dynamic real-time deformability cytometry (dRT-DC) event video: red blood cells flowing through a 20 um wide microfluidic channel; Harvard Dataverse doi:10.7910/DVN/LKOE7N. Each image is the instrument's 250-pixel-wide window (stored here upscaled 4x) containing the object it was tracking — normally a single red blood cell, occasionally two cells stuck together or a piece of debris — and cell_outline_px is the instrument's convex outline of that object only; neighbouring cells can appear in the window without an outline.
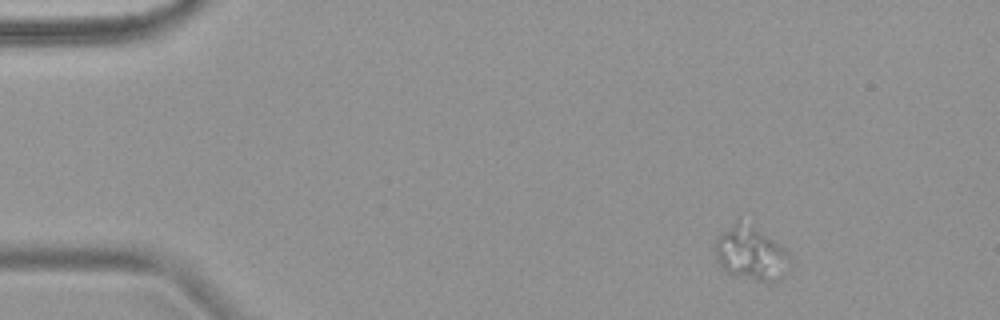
{"species": "common noctule bat (a hibernating species)", "species_latin": "Nyctalus noctula", "temperature_condition": "warm", "stored_images_in_passage": 4, "camera_frame_rate_fps": 3000, "um_per_image_px": 0.085, "animal": {"sex": "female", "body_mass_g": 18.4}, "frame": {"image": 1, "passage_image": 2, "time_ms": 1.333, "image_size_px": [1000, 320], "cell_outline_px": [[788, 256], [780, 276], [772, 284], [764, 284], [728, 272], [716, 260], [712, 248], [716, 240], [736, 220], [752, 224], [784, 248], [788, 252]], "centroid_in_image_um": [63.76, 21.54], "position_along_channel_um": 21.2, "area_um2": 22.95}}
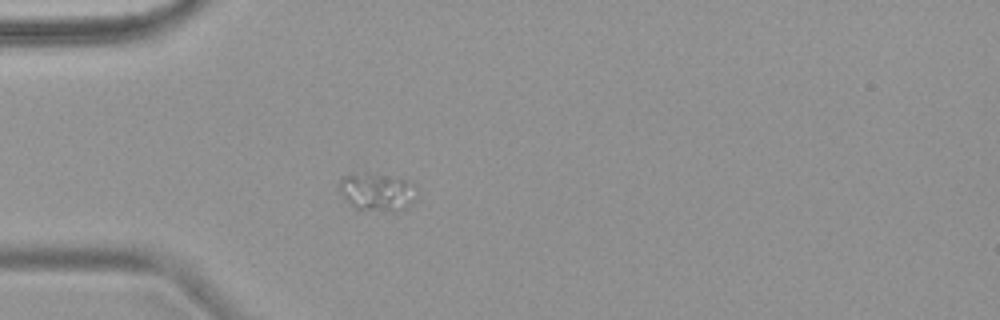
{"frame": {"image": 2, "passage_image": 4, "time_ms": 4.333, "image_size_px": [1000, 320], "cell_outline_px": [[416, 184], [412, 204], [408, 208], [392, 212], [356, 212], [344, 200], [336, 188], [336, 184], [344, 176], [352, 172], [368, 172], [412, 180]], "centroid_in_image_um": [31.97, 16.34], "position_along_channel_um": 53.0, "area_um2": 18.5}}